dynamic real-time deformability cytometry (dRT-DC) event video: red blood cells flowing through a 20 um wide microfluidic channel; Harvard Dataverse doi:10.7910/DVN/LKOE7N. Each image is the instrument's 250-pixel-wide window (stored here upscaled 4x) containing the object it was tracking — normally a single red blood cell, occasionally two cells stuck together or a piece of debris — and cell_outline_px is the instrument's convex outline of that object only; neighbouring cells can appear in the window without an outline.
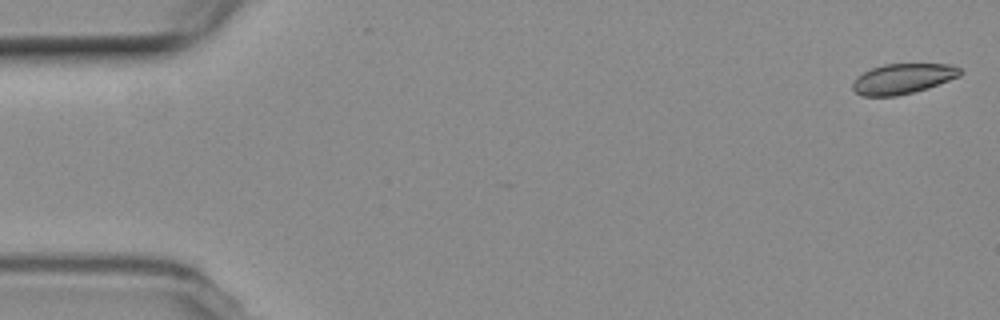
{"species": "common noctule bat (a hibernating species)", "species_latin": "Nyctalus noctula", "temperature_condition": "room temperature", "stored_images_in_passage": 6, "camera_frame_rate_fps": 3000, "um_per_image_px": 0.085, "animal": {"sex": "female", "body_mass_g": 19.3, "forearm_length_mm": 54.1}, "frame": {"image": 1, "passage_image": 1, "time_ms": 0.0, "image_size_px": [1000, 320], "cell_outline_px": [[964, 72], [960, 76], [928, 88], [896, 96], [864, 96], [856, 92], [852, 88], [852, 84], [856, 76], [872, 68], [884, 64], [948, 64], [960, 68]], "centroid_in_image_um": [76.74, 6.69], "position_along_channel_um": 8.3, "area_um2": 18.9}}
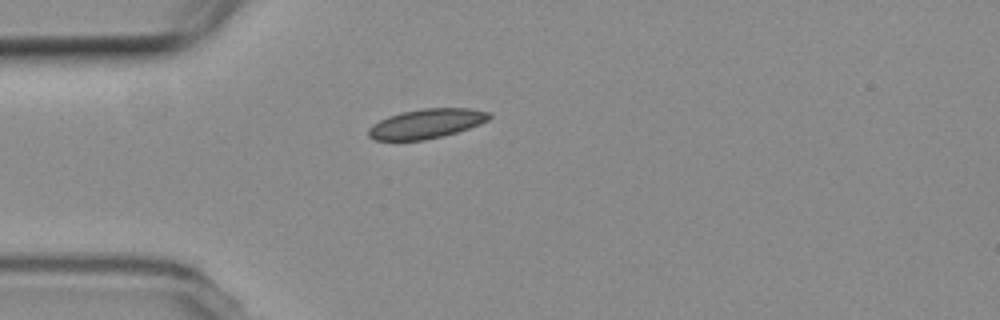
{"frame": {"image": 2, "passage_image": 5, "time_ms": 4.667, "image_size_px": [1000, 320], "cell_outline_px": [[492, 116], [488, 120], [480, 124], [456, 132], [424, 140], [376, 140], [368, 136], [368, 128], [372, 124], [388, 116], [400, 112], [424, 108], [472, 108], [492, 112]], "centroid_in_image_um": [36.26, 10.49], "position_along_channel_um": 48.7, "area_um2": 20.81}}